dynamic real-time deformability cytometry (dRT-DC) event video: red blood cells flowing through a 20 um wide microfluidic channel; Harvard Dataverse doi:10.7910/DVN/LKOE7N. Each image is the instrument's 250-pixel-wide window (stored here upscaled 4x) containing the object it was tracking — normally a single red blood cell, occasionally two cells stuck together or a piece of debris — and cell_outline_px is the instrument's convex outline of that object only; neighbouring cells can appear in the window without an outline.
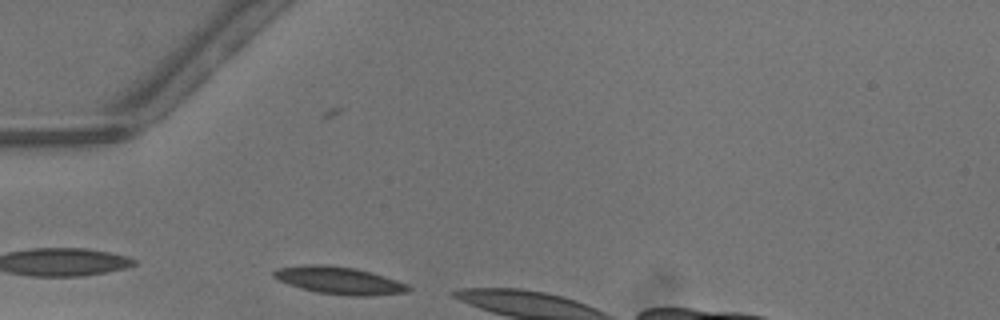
{"species": "common noctule bat (a hibernating species)", "species_latin": "Nyctalus noctula", "temperature_condition": "warm", "stored_images_in_passage": 7, "camera_frame_rate_fps": 3000, "um_per_image_px": 0.085, "animal": {"sex": "male", "body_mass_g": 13.3}, "frame": {"image": 1, "passage_image": 4, "time_ms": 1.0, "image_size_px": [1000, 320], "cell_outline_px": [[412, 288], [408, 292], [368, 296], [348, 296], [316, 292], [300, 288], [288, 284], [272, 276], [272, 272], [276, 268], [304, 264], [328, 264], [356, 268], [372, 272], [408, 284]], "centroid_in_image_um": [28.82, 23.83], "position_along_channel_um": 56.2, "area_um2": 21.79}}